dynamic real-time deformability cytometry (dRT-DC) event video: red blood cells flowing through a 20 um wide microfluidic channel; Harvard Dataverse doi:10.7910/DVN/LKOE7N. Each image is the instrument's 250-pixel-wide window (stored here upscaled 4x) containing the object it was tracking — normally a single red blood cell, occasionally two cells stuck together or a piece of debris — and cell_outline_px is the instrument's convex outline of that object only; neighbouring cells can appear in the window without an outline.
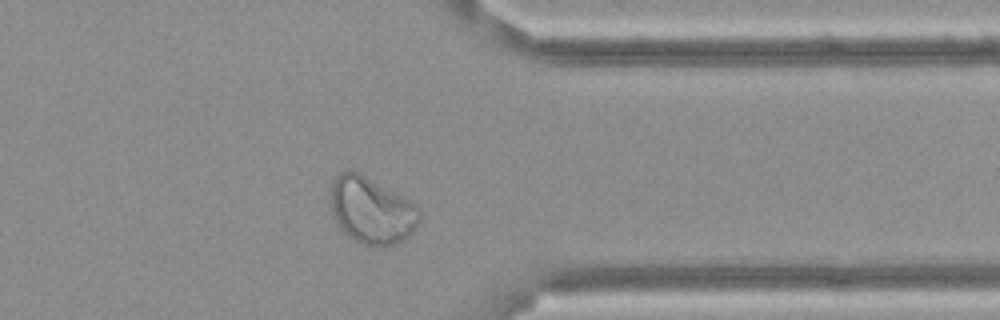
{"species": "Egyptian fruit bat (a non-hibernating species)", "species_latin": "Rousettus aegyptiacus", "temperature_condition": "cold", "stored_images_in_passage": 14, "camera_frame_rate_fps": 3000, "um_per_image_px": 0.085, "frame": {"image": 1, "passage_image": 12, "time_ms": 3.667, "image_size_px": [1000, 320], "cell_outline_px": [[420, 220], [416, 228], [408, 236], [396, 244], [384, 248], [372, 248], [360, 244], [348, 236], [340, 228], [332, 216], [332, 184], [336, 176], [340, 172], [348, 168], [360, 172], [416, 204], [420, 208]], "centroid_in_image_um": [31.59, 17.91], "position_along_channel_um": 379.8, "area_um2": 35.08}}